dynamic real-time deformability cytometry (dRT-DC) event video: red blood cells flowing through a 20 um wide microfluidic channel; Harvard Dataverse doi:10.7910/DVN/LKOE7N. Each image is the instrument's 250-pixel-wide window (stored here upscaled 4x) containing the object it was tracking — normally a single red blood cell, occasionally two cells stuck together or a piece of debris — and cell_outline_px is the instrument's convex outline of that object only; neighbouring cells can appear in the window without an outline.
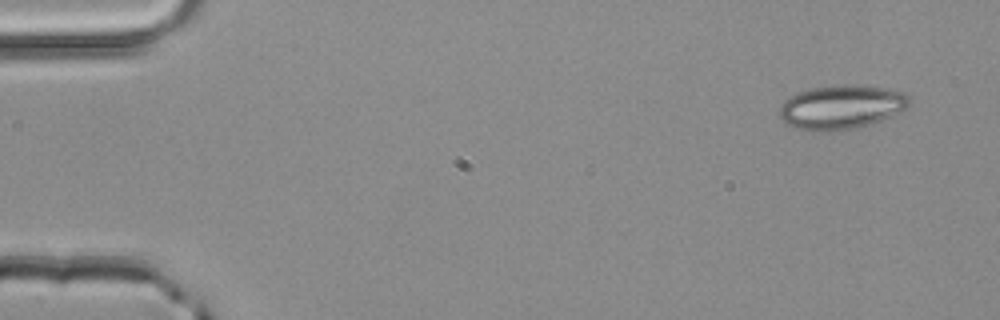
{"species": "common noctule bat (a hibernating species)", "species_latin": "Nyctalus noctula", "temperature_condition": "room temperature", "stored_images_in_passage": 3, "camera_frame_rate_fps": 3000, "um_per_image_px": 0.085, "animal": {"sex": "male", "body_mass_g": 20.4}, "frame": {"image": 1, "passage_image": 1, "time_ms": 0.0, "image_size_px": [1000, 320], "cell_outline_px": [[912, 100], [904, 108], [880, 120], [856, 128], [820, 132], [796, 128], [788, 124], [780, 116], [780, 104], [788, 96], [812, 88], [840, 84], [856, 84], [884, 88], [904, 92]], "centroid_in_image_um": [71.48, 9.08], "position_along_channel_um": 13.5, "area_um2": 33.06}}